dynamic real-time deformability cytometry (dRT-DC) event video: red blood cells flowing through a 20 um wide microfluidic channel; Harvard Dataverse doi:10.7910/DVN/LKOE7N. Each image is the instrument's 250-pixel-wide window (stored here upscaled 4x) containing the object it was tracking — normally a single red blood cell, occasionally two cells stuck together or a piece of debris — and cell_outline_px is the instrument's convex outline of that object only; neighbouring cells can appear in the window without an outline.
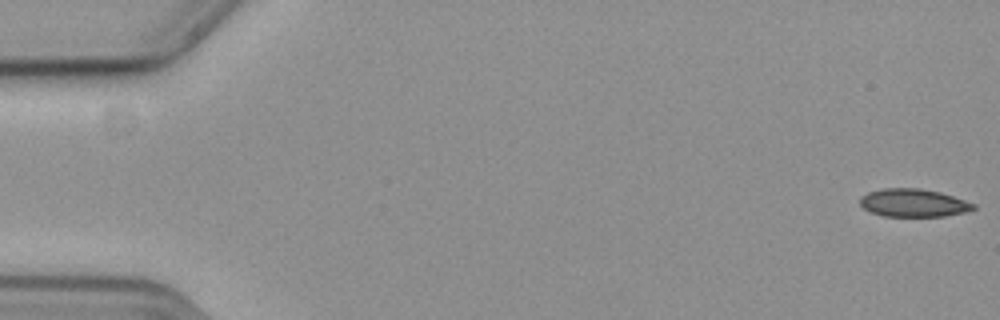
{"species": "common noctule bat (a hibernating species)", "species_latin": "Nyctalus noctula", "temperature_condition": "cold", "stored_images_in_passage": 58, "camera_frame_rate_fps": 3000, "um_per_image_px": 0.085, "animal": {"sex": "female", "body_mass_g": 19.3, "forearm_length_mm": 54.1}, "frame": {"image": 1, "passage_image": 1, "time_ms": 0.0, "image_size_px": [1000, 320], "cell_outline_px": [[976, 208], [964, 212], [944, 216], [884, 216], [872, 212], [864, 208], [860, 204], [860, 196], [868, 192], [884, 188], [920, 188], [940, 192], [976, 204]], "centroid_in_image_um": [77.63, 17.24], "position_along_channel_um": 7.4, "area_um2": 18.38}}
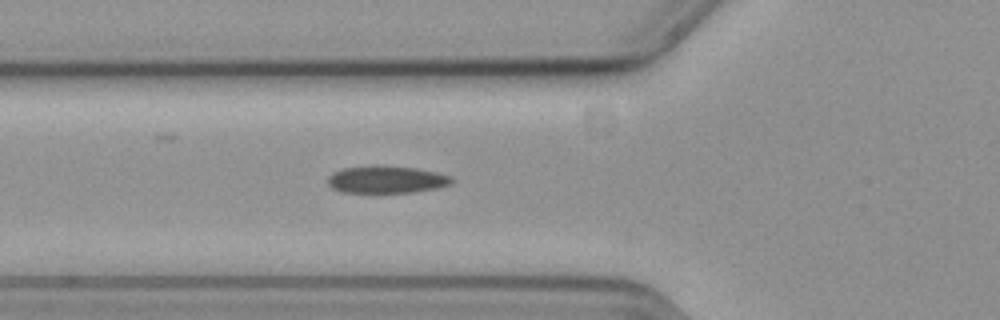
{"frame": {"image": 2, "passage_image": 21, "time_ms": 6.667, "image_size_px": [1000, 320], "cell_outline_px": [[452, 184], [436, 188], [412, 192], [340, 192], [332, 188], [328, 184], [328, 176], [332, 172], [344, 168], [416, 168], [436, 172], [452, 176]], "centroid_in_image_um": [32.86, 15.3], "position_along_channel_um": 92.9, "area_um2": 18.84}}
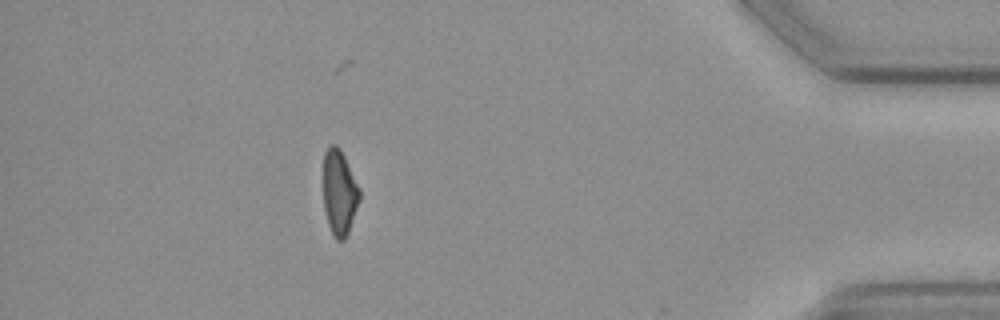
{"frame": {"image": 3, "passage_image": 51, "time_ms": 16.667, "image_size_px": [1000, 320], "cell_outline_px": [[360, 200], [348, 232], [344, 240], [336, 240], [332, 236], [328, 224], [324, 208], [324, 152], [328, 144], [336, 144], [344, 156], [360, 188]], "centroid_in_image_um": [28.84, 16.37], "position_along_channel_um": 406.4, "area_um2": 18.03}, "authors_computed_cell_mechanics": {"area_um2": 19.4497, "velocity_mm_per_s": 3.6586, "shape_relaxation_time_tau1_ms": 4.6598, "shape_relaxation_time_tau2_ms": null, "deformation_change_tau1": 0.1279, "deformation_change_tau2": null}}